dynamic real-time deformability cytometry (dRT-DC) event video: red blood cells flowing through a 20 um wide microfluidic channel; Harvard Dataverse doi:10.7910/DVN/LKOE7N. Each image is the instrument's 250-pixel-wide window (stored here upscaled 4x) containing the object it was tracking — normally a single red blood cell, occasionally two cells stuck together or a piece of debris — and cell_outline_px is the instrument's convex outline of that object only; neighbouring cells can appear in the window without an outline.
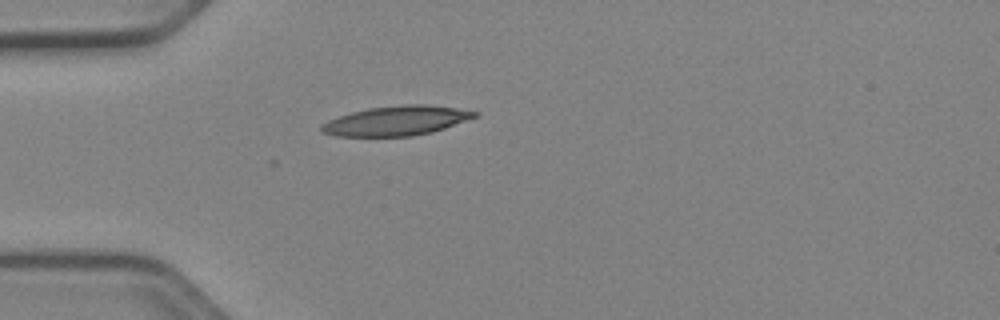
{"species": "Egyptian fruit bat (a non-hibernating species)", "species_latin": "Rousettus aegyptiacus", "temperature_condition": "cold", "stored_images_in_passage": 35, "camera_frame_rate_fps": 3000, "um_per_image_px": 0.085, "animal": {"sex": "female"}, "frame": {"image": 1, "passage_image": 1, "time_ms": 0.0, "image_size_px": [1000, 320], "cell_outline_px": [[480, 112], [476, 116], [444, 128], [432, 132], [412, 136], [336, 136], [320, 132], [320, 124], [328, 120], [352, 112], [368, 108], [404, 104], [424, 104], [456, 108]], "centroid_in_image_um": [33.65, 10.26], "position_along_channel_um": 51.4, "area_um2": 26.24}}
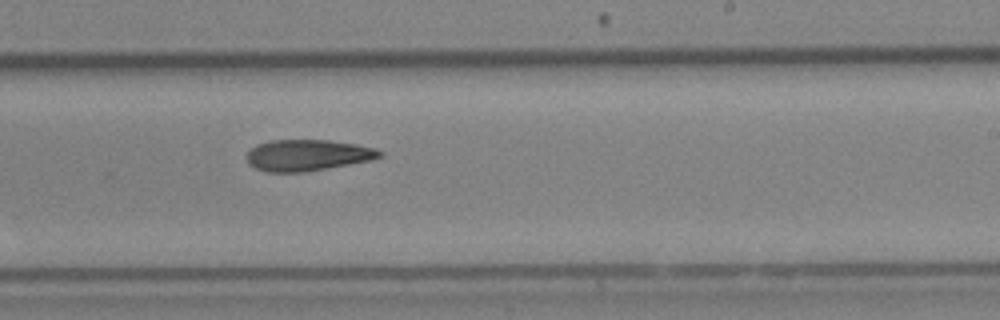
{"frame": {"image": 2, "passage_image": 18, "time_ms": 5.667, "image_size_px": [1000, 320], "cell_outline_px": [[384, 156], [372, 160], [300, 172], [268, 172], [256, 168], [248, 164], [248, 152], [256, 144], [268, 140], [328, 140], [356, 144], [376, 148], [384, 152]], "centroid_in_image_um": [26.16, 13.18], "position_along_channel_um": 262.8, "area_um2": 24.1}}
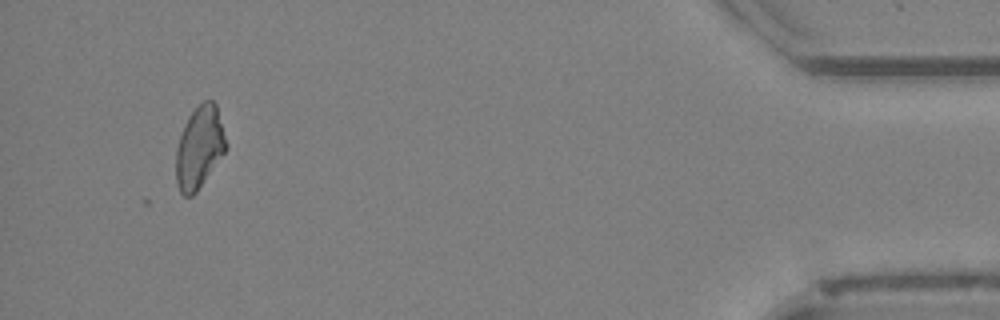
{"frame": {"image": 3, "passage_image": 35, "time_ms": 11.333, "image_size_px": [1000, 320], "cell_outline_px": [[228, 148], [196, 192], [192, 196], [184, 196], [180, 192], [176, 184], [176, 148], [184, 124], [188, 116], [204, 100], [212, 100], [216, 104], [228, 144]], "centroid_in_image_um": [16.95, 12.53], "position_along_channel_um": 418.2, "area_um2": 23.99}, "authors_computed_cell_mechanics": {"area_um2": 24.7962, "velocity_mm_per_s": 3.9656, "shape_relaxation_time_tau1_ms": 8.1712, "shape_relaxation_time_tau2_ms": null, "deformation_change_tau1": 0.1733, "deformation_change_tau2": null}}